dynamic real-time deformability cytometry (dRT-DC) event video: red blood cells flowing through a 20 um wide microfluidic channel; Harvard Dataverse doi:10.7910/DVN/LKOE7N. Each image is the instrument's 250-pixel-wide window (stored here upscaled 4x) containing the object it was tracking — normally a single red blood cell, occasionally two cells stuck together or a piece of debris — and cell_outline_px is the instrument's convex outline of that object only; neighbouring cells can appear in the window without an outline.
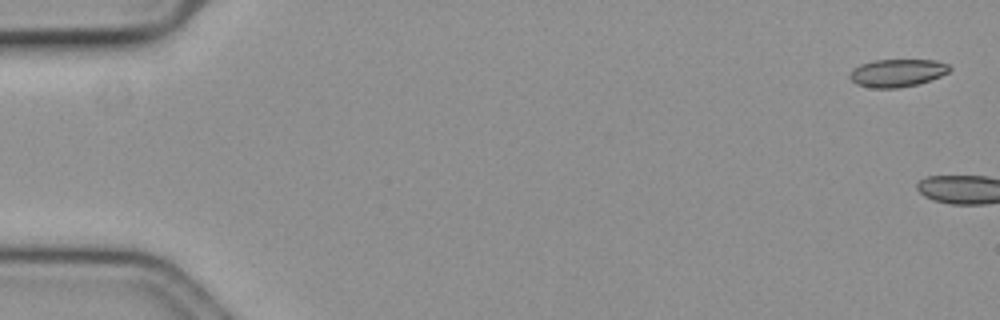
{"species": "common noctule bat (a hibernating species)", "species_latin": "Nyctalus noctula", "temperature_condition": "cold", "stored_images_in_passage": 5, "camera_frame_rate_fps": 3000, "um_per_image_px": 0.085, "animal": {"sex": "female", "body_mass_g": 19.3, "forearm_length_mm": 54.1}, "frame": {"image": 1, "passage_image": 2, "time_ms": 0.333, "image_size_px": [1000, 320], "cell_outline_px": [[952, 68], [948, 72], [940, 76], [916, 84], [896, 88], [872, 88], [856, 84], [848, 76], [848, 72], [852, 68], [860, 64], [876, 60], [936, 60], [948, 64]], "centroid_in_image_um": [76.22, 6.19], "position_along_channel_um": 8.8, "area_um2": 16.13}}